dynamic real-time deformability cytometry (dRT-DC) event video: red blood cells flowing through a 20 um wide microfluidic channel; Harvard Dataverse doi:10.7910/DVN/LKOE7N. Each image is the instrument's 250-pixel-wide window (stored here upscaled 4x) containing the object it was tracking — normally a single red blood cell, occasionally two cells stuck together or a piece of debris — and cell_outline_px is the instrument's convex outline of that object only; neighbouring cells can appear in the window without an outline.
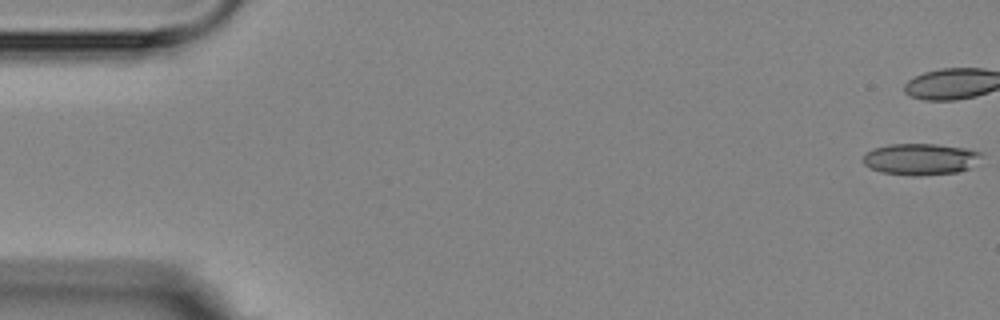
{"species": "Egyptian fruit bat (a non-hibernating species)", "species_latin": "Rousettus aegyptiacus", "temperature_condition": "room temperature", "stored_images_in_passage": 9, "camera_frame_rate_fps": 3000, "um_per_image_px": 0.085, "animal": {"sex": "female"}, "frame": {"image": 1, "passage_image": 1, "time_ms": 0.0, "image_size_px": [1000, 320], "cell_outline_px": [[984, 156], [968, 168], [960, 172], [920, 176], [912, 176], [880, 172], [868, 168], [860, 160], [864, 152], [872, 148], [888, 144], [936, 144], [968, 148], [984, 152]], "centroid_in_image_um": [78.21, 13.52], "position_along_channel_um": 6.8, "area_um2": 22.37}}
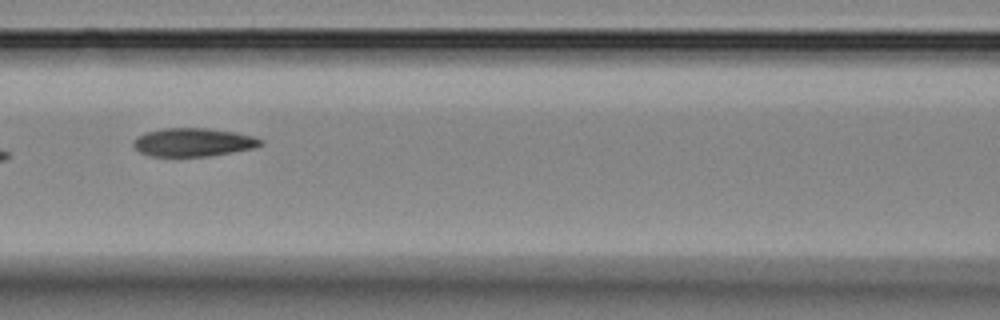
{"frame": {"image": 2, "passage_image": 8, "time_ms": 8.333, "image_size_px": [1000, 320], "cell_outline_px": [[264, 144], [256, 148], [208, 156], [148, 156], [140, 152], [132, 144], [132, 140], [136, 136], [144, 132], [164, 128], [208, 128], [236, 132], [252, 136], [264, 140]], "centroid_in_image_um": [16.42, 12.08], "position_along_channel_um": 150.2, "area_um2": 21.27}}
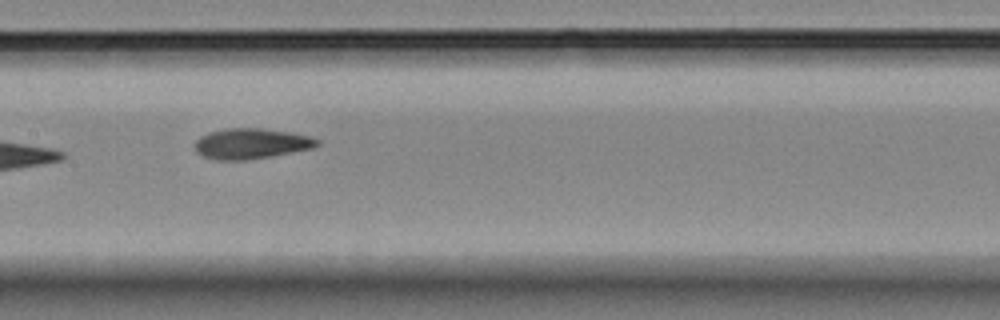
{"frame": {"image": 3, "passage_image": 9, "time_ms": 9.333, "image_size_px": [1000, 320], "cell_outline_px": [[320, 144], [312, 148], [272, 156], [248, 160], [212, 160], [196, 152], [192, 148], [196, 140], [200, 136], [208, 132], [224, 128], [264, 128], [292, 132], [308, 136], [320, 140]], "centroid_in_image_um": [21.31, 12.2], "position_along_channel_um": 186.1, "area_um2": 22.08}}